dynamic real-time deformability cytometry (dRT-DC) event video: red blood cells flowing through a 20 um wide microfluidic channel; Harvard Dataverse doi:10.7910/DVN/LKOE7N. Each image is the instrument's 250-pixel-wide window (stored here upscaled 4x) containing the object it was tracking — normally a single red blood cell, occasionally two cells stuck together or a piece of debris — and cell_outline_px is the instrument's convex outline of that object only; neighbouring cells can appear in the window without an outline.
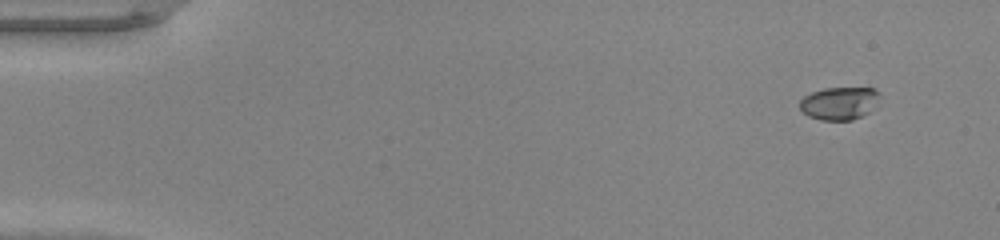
{"species": "common noctule bat (a hibernating species)", "species_latin": "Nyctalus noctula", "temperature_condition": "warm", "stored_images_in_passage": 46, "camera_frame_rate_fps": 3000, "um_per_image_px": 0.085, "animal": {"sex": "male", "body_mass_g": 20.0, "forearm_length_mm": 53.3}, "frame": {"image": 1, "passage_image": 1, "time_ms": 0.0, "image_size_px": [1000, 240], "cell_outline_px": [[880, 92], [868, 112], [852, 120], [820, 120], [808, 116], [800, 108], [800, 100], [804, 96], [812, 92], [824, 88], [876, 88]], "centroid_in_image_um": [71.29, 8.77], "position_along_channel_um": 13.7, "area_um2": 14.97}}
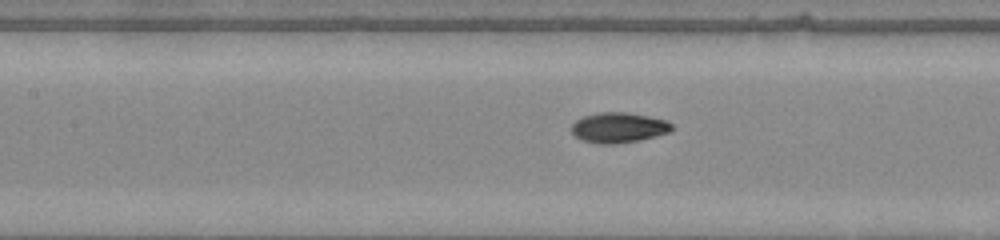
{"frame": {"image": 2, "passage_image": 20, "time_ms": 6.333, "image_size_px": [1000, 240], "cell_outline_px": [[672, 132], [640, 140], [612, 144], [600, 144], [580, 140], [572, 132], [572, 124], [576, 120], [584, 116], [596, 112], [628, 112], [648, 116], [664, 120], [672, 124]], "centroid_in_image_um": [52.58, 10.84], "position_along_channel_um": 154.8, "area_um2": 17.74}}
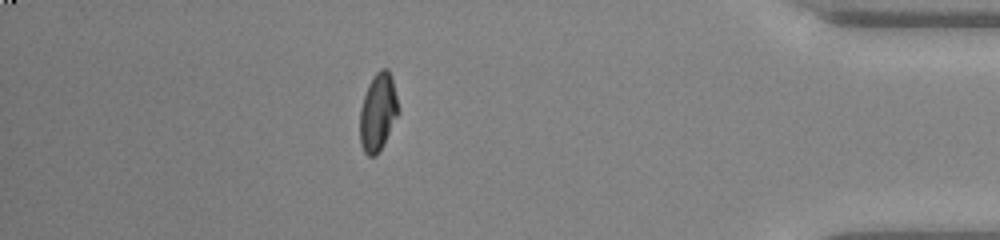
{"frame": {"image": 3, "passage_image": 40, "time_ms": 13.0, "image_size_px": [1000, 240], "cell_outline_px": [[400, 112], [384, 144], [376, 156], [368, 156], [364, 152], [360, 144], [360, 108], [368, 84], [372, 76], [380, 68], [388, 68], [392, 76], [400, 108]], "centroid_in_image_um": [32.15, 9.51], "position_along_channel_um": 403.1, "area_um2": 17.86}, "authors_computed_cell_mechanics": {"area_um2": 17.3111, "velocity_mm_per_s": 4.329, "shape_relaxation_time_tau1_ms": 5.9648, "shape_relaxation_time_tau2_ms": 0.9599, "deformation_change_tau1": 0.198, "deformation_change_tau2": 0.0451}}